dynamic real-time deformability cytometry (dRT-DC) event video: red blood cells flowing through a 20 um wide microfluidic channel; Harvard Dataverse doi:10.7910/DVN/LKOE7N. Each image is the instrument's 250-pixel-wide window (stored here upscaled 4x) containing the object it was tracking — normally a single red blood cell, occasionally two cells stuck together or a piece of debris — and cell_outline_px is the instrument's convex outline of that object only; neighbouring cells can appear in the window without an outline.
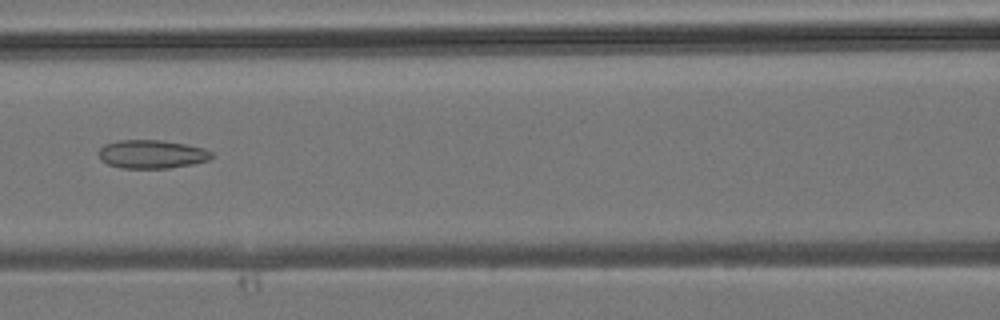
{"species": "common noctule bat (a hibernating species)", "species_latin": "Nyctalus noctula", "temperature_condition": "room temperature", "stored_images_in_passage": 40, "camera_frame_rate_fps": 3000, "um_per_image_px": 0.085, "animal": {"sex": "male", "body_mass_g": 19.2, "forearm_length_mm": 51.8}, "frame": {"image": 1, "passage_image": 18, "time_ms": 5.667, "image_size_px": [1000, 320], "cell_outline_px": [[212, 156], [208, 160], [192, 164], [168, 168], [124, 168], [108, 164], [100, 160], [100, 148], [104, 144], [120, 140], [160, 140], [184, 144], [204, 148], [212, 152]], "centroid_in_image_um": [12.9, 13.1], "position_along_channel_um": 153.7, "area_um2": 18.55}}
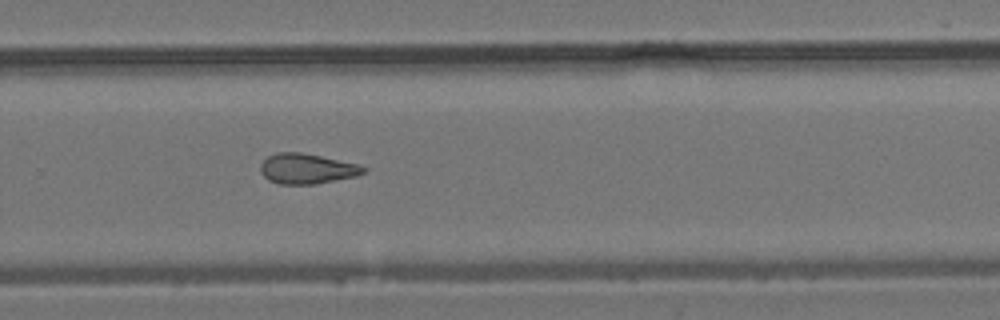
{"frame": {"image": 2, "passage_image": 27, "time_ms": 8.667, "image_size_px": [1000, 320], "cell_outline_px": [[368, 168], [364, 172], [356, 176], [316, 184], [280, 184], [268, 180], [260, 172], [260, 164], [268, 156], [276, 152], [300, 152], [320, 156], [356, 164]], "centroid_in_image_um": [26.05, 14.34], "position_along_channel_um": 303.8, "area_um2": 18.03}}
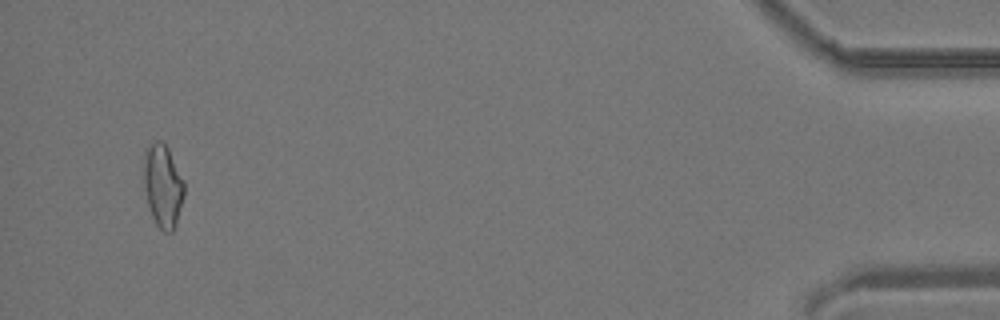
{"frame": {"image": 3, "passage_image": 39, "time_ms": 12.667, "image_size_px": [1000, 320], "cell_outline_px": [[184, 196], [176, 224], [172, 232], [164, 232], [156, 224], [152, 216], [148, 204], [144, 188], [144, 152], [148, 144], [156, 140], [160, 140], [168, 148], [184, 184]], "centroid_in_image_um": [13.83, 15.79], "position_along_channel_um": 421.4, "area_um2": 19.36}}